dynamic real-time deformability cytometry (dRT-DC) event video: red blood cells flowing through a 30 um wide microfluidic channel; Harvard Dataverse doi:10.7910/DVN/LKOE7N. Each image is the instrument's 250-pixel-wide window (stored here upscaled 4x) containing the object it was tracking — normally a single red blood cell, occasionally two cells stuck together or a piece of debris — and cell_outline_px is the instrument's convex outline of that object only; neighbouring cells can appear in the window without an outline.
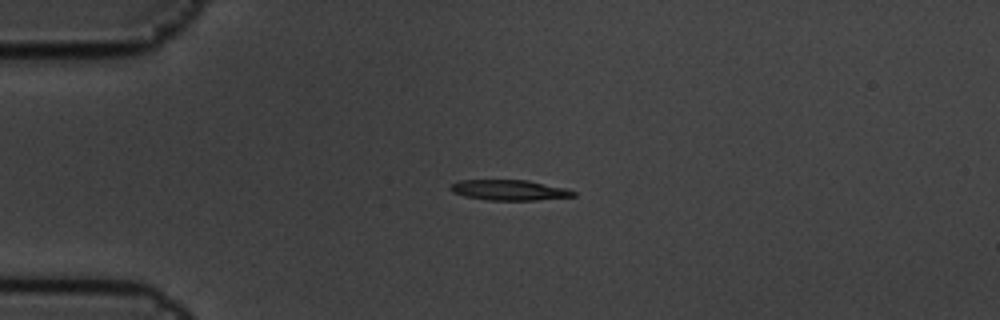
{"species": "common noctule bat (a hibernating species)", "species_latin": "Nyctalus noctula", "temperature_condition": "cold", "stored_images_in_passage": 4, "camera_frame_rate_fps": 3000, "um_per_image_px": 0.085, "animal": {"sex": "male", "body_mass_g": 19.5, "forearm_length_mm": 54.6}, "frame": {"image": 1, "passage_image": 2, "time_ms": 0.333, "image_size_px": [1000, 320], "cell_outline_px": [[576, 196], [536, 200], [488, 200], [464, 196], [452, 192], [448, 188], [452, 184], [460, 180], [528, 180], [568, 188], [576, 192]], "centroid_in_image_um": [43.31, 16.15], "position_along_channel_um": 41.7, "area_um2": 14.74}}
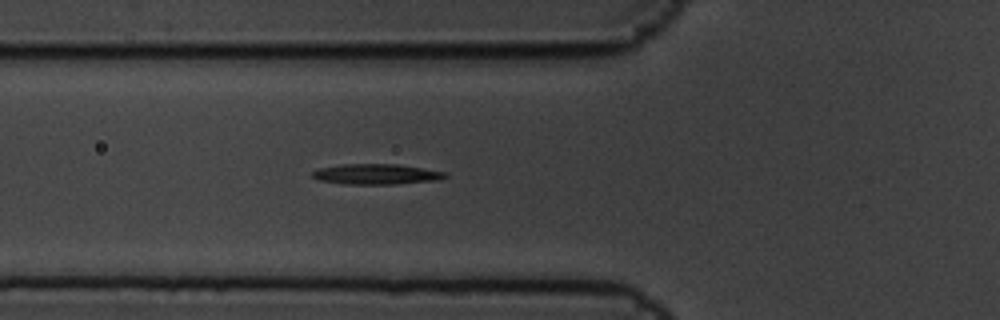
{"frame": {"image": 2, "passage_image": 4, "time_ms": 1.0, "image_size_px": [1000, 320], "cell_outline_px": [[448, 176], [440, 180], [396, 184], [344, 184], [320, 180], [312, 176], [312, 172], [316, 168], [340, 164], [400, 164], [424, 168], [444, 172]], "centroid_in_image_um": [31.98, 14.8], "position_along_channel_um": 93.8, "area_um2": 15.95}}